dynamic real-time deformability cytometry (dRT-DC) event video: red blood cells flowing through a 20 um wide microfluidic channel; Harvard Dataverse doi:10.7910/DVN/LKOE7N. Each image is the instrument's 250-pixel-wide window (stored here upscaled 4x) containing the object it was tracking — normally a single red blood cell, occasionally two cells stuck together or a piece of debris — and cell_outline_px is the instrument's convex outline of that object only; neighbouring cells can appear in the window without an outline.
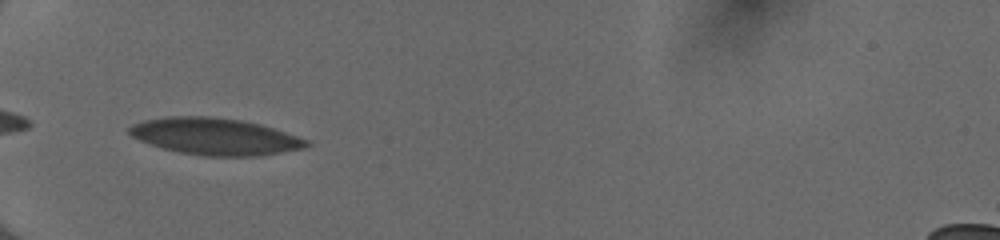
{"species": "human", "species_latin": "Homo sapiens", "temperature_condition": "cold", "stored_images_in_passage": 34, "camera_frame_rate_fps": 3000, "um_per_image_px": 0.085, "donor": {"sex": "female"}, "frame": {"image": 1, "passage_image": 1, "time_ms": 0.0, "image_size_px": [1000, 240], "cell_outline_px": [[312, 144], [304, 148], [260, 156], [204, 156], [180, 152], [164, 148], [140, 140], [132, 136], [128, 132], [128, 128], [132, 124], [144, 120], [164, 116], [212, 116], [244, 120], [260, 124], [312, 140]], "centroid_in_image_um": [18.33, 11.59], "position_along_channel_um": 66.7, "area_um2": 38.26}}
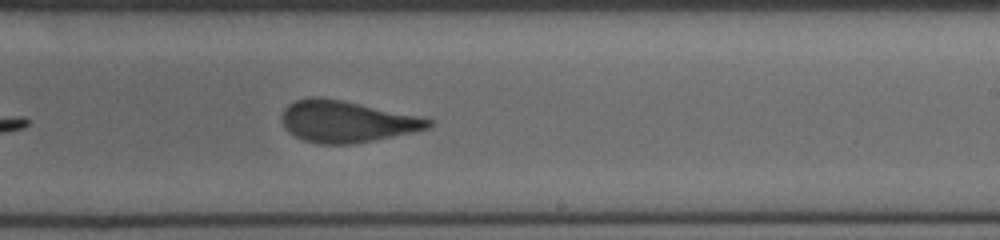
{"frame": {"image": 2, "passage_image": 16, "time_ms": 5.0, "image_size_px": [1000, 240], "cell_outline_px": [[432, 124], [428, 128], [412, 132], [352, 144], [320, 144], [304, 140], [288, 132], [284, 128], [280, 120], [284, 108], [288, 104], [296, 100], [308, 96], [320, 96], [340, 100], [416, 116], [432, 120]], "centroid_in_image_um": [29.35, 10.32], "position_along_channel_um": 259.6, "area_um2": 35.08}}
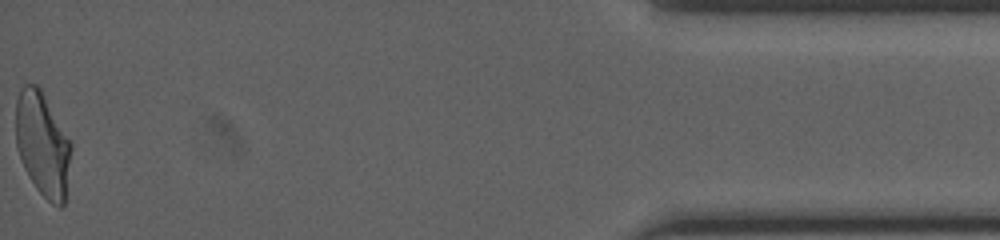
{"frame": {"image": 3, "passage_image": 34, "time_ms": 11.0, "image_size_px": [1000, 240], "cell_outline_px": [[72, 148], [64, 204], [60, 208], [52, 204], [36, 188], [24, 168], [16, 144], [16, 100], [20, 88], [24, 84], [36, 84], [40, 88], [72, 144]], "centroid_in_image_um": [3.61, 12.26], "position_along_channel_um": 431.6, "area_um2": 33.35}, "authors_computed_cell_mechanics": {"area_um2": 35.5181, "velocity_mm_per_s": 4.0448, "shape_relaxation_time_tau1_ms": 11.2441, "shape_relaxation_time_tau2_ms": 0.7952, "deformation_change_tau1": 0.2587, "deformation_change_tau2": 0.0654}}